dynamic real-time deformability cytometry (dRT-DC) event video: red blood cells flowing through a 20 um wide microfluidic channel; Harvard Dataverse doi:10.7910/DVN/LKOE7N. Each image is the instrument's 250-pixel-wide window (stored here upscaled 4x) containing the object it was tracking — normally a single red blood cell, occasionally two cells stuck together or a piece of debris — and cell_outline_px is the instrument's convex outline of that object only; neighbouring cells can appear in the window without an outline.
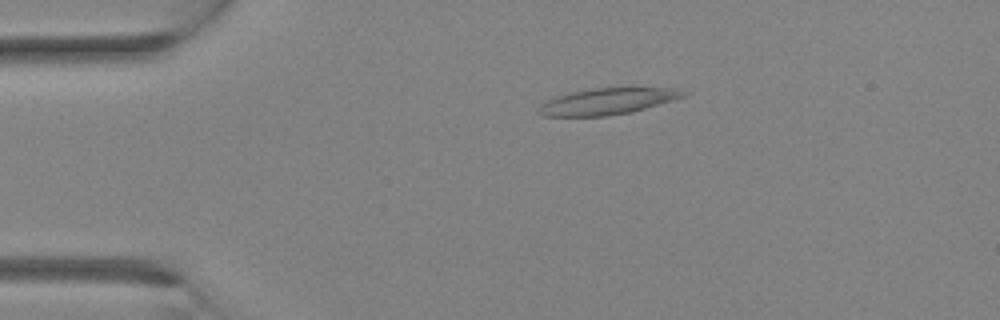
{"species": "Egyptian fruit bat (a non-hibernating species)", "species_latin": "Rousettus aegyptiacus", "temperature_condition": "room temperature", "stored_images_in_passage": 27, "camera_frame_rate_fps": 3000, "um_per_image_px": 0.085, "animal": {"sex": "female"}, "frame": {"image": 1, "passage_image": 1, "time_ms": 0.0, "image_size_px": [1000, 320], "cell_outline_px": [[692, 92], [684, 96], [672, 100], [632, 112], [608, 116], [544, 116], [536, 112], [540, 104], [556, 96], [572, 92], [592, 88], [676, 88]], "centroid_in_image_um": [51.63, 8.61], "position_along_channel_um": 33.4, "area_um2": 22.2}}
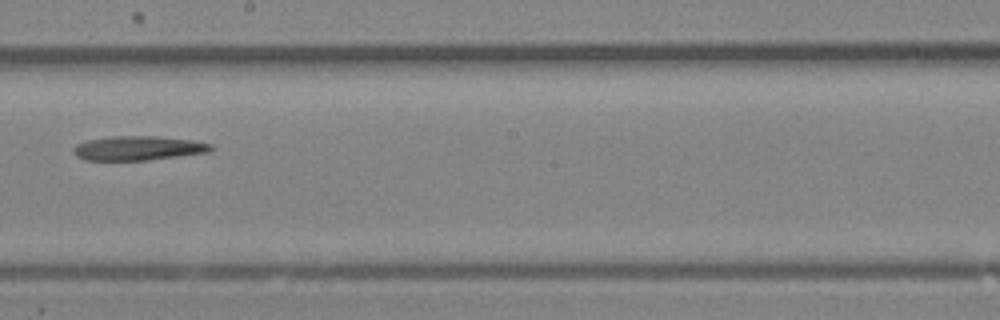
{"frame": {"image": 2, "passage_image": 13, "time_ms": 4.0, "image_size_px": [1000, 320], "cell_outline_px": [[216, 148], [208, 152], [148, 160], [84, 160], [76, 156], [72, 152], [72, 148], [76, 144], [88, 140], [112, 136], [156, 136], [192, 140], [212, 144]], "centroid_in_image_um": [11.73, 12.59], "position_along_channel_um": 236.5, "area_um2": 19.54}}
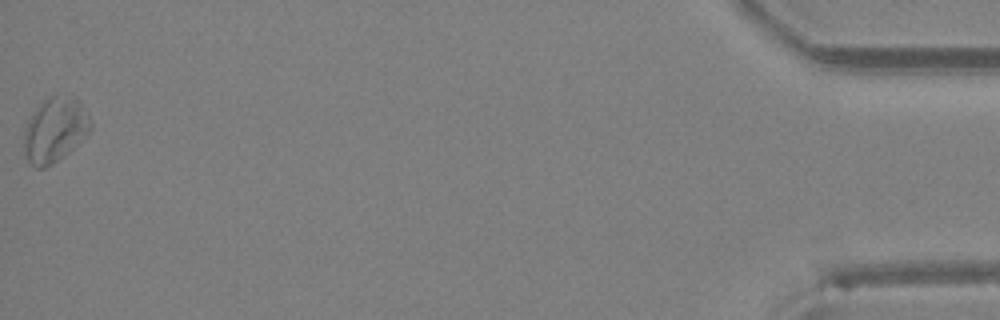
{"frame": {"image": 3, "passage_image": 27, "time_ms": 8.667, "image_size_px": [1000, 320], "cell_outline_px": [[92, 132], [64, 156], [52, 164], [44, 168], [36, 168], [28, 160], [24, 152], [24, 128], [32, 112], [44, 100], [52, 96], [76, 96], [80, 100], [92, 124]], "centroid_in_image_um": [4.69, 11.04], "position_along_channel_um": 430.5, "area_um2": 25.32}}